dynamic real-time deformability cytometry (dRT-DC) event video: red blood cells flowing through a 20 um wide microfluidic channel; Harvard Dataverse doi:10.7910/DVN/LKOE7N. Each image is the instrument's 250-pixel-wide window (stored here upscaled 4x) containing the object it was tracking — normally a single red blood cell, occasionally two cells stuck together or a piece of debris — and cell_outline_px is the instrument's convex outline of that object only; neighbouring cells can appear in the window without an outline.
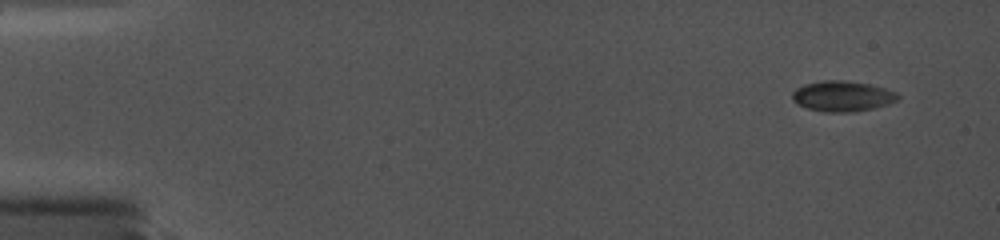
{"species": "common noctule bat (a hibernating species)", "species_latin": "Nyctalus noctula", "temperature_condition": "cold", "stored_images_in_passage": 62, "camera_frame_rate_fps": 5000, "um_per_image_px": 0.085, "animal": {"sex": "female", "body_mass_g": 19.0, "forearm_length_mm": 56.7}, "frame": {"image": 1, "passage_image": 1, "time_ms": 0.0, "image_size_px": [1000, 240], "cell_outline_px": [[900, 100], [888, 104], [872, 108], [852, 112], [828, 112], [808, 108], [796, 104], [792, 100], [792, 92], [796, 88], [804, 84], [824, 80], [844, 80], [868, 84], [884, 88], [896, 92], [900, 96]], "centroid_in_image_um": [71.6, 8.17], "position_along_channel_um": 13.4, "area_um2": 18.79}}
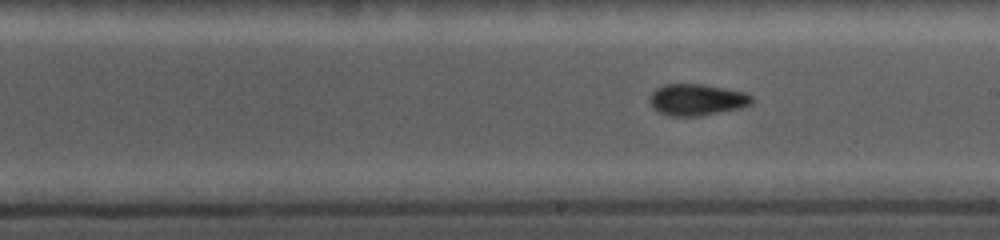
{"frame": {"image": 2, "passage_image": 37, "time_ms": 9.2, "image_size_px": [1000, 240], "cell_outline_px": [[752, 104], [740, 108], [700, 116], [668, 116], [652, 108], [648, 100], [648, 96], [656, 88], [664, 84], [704, 84], [744, 92], [752, 96]], "centroid_in_image_um": [59.19, 8.47], "position_along_channel_um": 229.8, "area_um2": 18.9}}
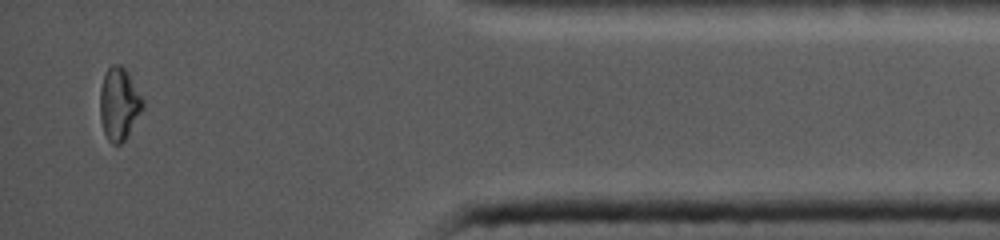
{"frame": {"image": 3, "passage_image": 60, "time_ms": 15.0, "image_size_px": [1000, 240], "cell_outline_px": [[144, 108], [124, 140], [120, 144], [112, 144], [108, 140], [104, 132], [100, 120], [100, 88], [104, 76], [108, 68], [112, 64], [120, 64], [128, 72], [144, 100]], "centroid_in_image_um": [10.12, 8.82], "position_along_channel_um": 425.1, "area_um2": 18.09}}